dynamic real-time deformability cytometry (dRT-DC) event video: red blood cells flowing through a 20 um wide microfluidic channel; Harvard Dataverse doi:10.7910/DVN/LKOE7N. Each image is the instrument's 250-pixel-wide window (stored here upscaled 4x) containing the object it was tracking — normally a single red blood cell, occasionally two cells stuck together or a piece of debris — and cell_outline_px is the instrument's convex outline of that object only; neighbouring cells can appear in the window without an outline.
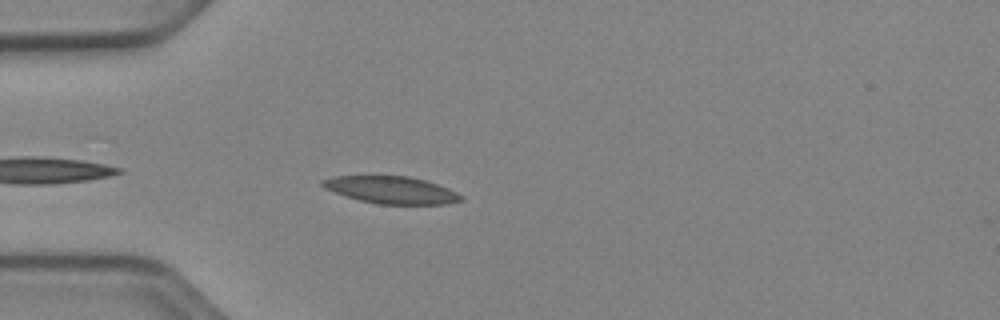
{"species": "Egyptian fruit bat (a non-hibernating species)", "species_latin": "Rousettus aegyptiacus", "temperature_condition": "cold", "stored_images_in_passage": 27, "camera_frame_rate_fps": 3000, "um_per_image_px": 0.085, "animal": {"sex": "female"}, "frame": {"image": 1, "passage_image": 2, "time_ms": 0.333, "image_size_px": [1000, 320], "cell_outline_px": [[464, 200], [448, 204], [376, 204], [360, 200], [324, 188], [320, 184], [320, 180], [332, 176], [408, 176], [424, 180], [448, 188], [464, 196]], "centroid_in_image_um": [33.28, 16.15], "position_along_channel_um": 51.7, "area_um2": 21.91}}
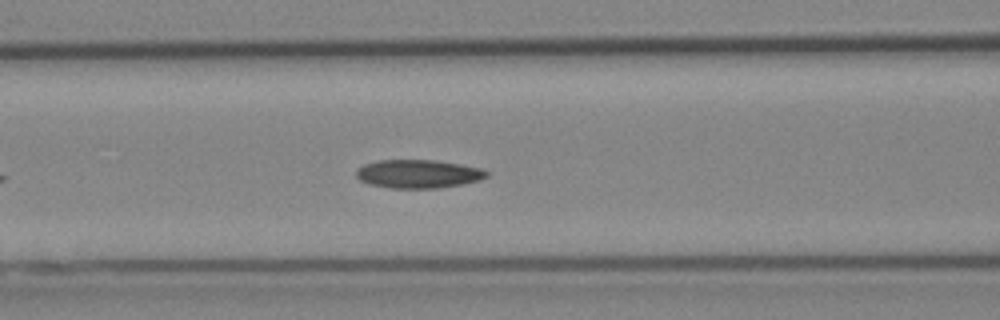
{"frame": {"image": 2, "passage_image": 9, "time_ms": 2.667, "image_size_px": [1000, 320], "cell_outline_px": [[488, 176], [480, 180], [464, 184], [436, 188], [392, 188], [368, 184], [360, 180], [356, 176], [356, 168], [364, 164], [380, 160], [432, 160], [460, 164], [480, 168], [488, 172]], "centroid_in_image_um": [35.53, 14.78], "position_along_channel_um": 131.1, "area_um2": 21.62}}
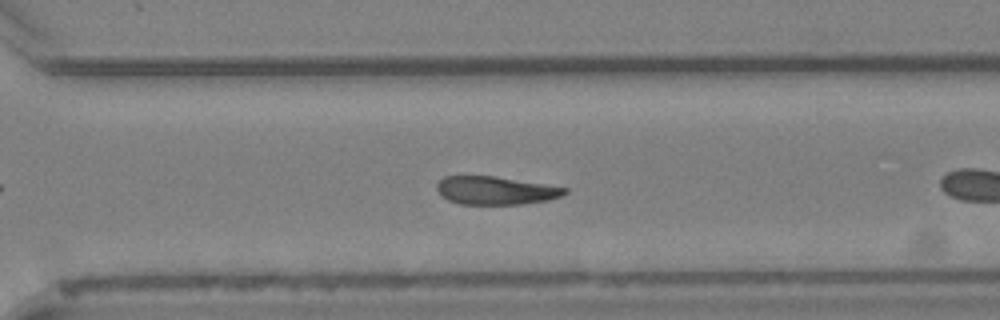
{"frame": {"image": 3, "passage_image": 21, "time_ms": 6.667, "image_size_px": [1000, 320], "cell_outline_px": [[568, 192], [560, 196], [548, 200], [524, 204], [460, 204], [448, 200], [440, 196], [436, 188], [436, 184], [444, 176], [496, 176], [568, 188]], "centroid_in_image_um": [42.1, 16.19], "position_along_channel_um": 328.5, "area_um2": 21.04}}